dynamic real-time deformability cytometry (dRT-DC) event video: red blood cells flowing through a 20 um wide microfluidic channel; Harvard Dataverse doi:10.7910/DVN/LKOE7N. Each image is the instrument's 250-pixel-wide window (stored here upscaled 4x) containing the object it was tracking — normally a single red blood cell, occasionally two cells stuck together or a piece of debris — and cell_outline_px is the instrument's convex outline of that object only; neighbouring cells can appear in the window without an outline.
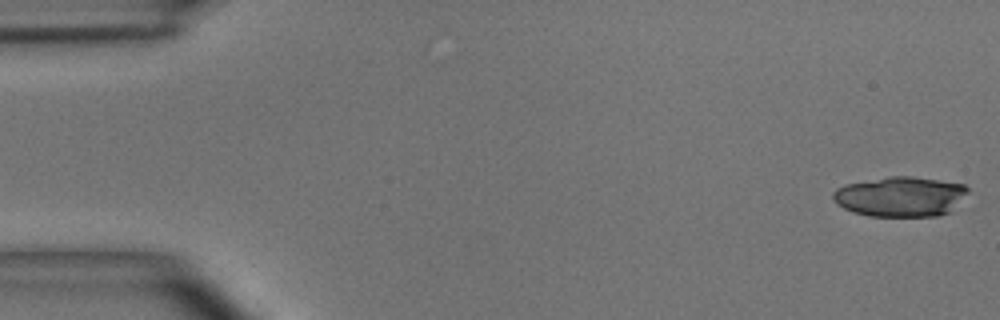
{"species": "common noctule bat (a hibernating species)", "species_latin": "Nyctalus noctula", "temperature_condition": "room temperature", "stored_images_in_passage": 18, "camera_frame_rate_fps": 3000, "um_per_image_px": 0.085, "animal": {"sex": "male", "body_mass_g": 15.6}, "frame": {"image": 1, "passage_image": 1, "time_ms": 0.0, "image_size_px": [1000, 320], "cell_outline_px": [[968, 192], [952, 212], [936, 216], [868, 216], [852, 212], [836, 204], [832, 196], [832, 192], [836, 188], [844, 184], [888, 176], [912, 176], [940, 180], [964, 184], [968, 188]], "centroid_in_image_um": [76.53, 16.71], "position_along_channel_um": 8.5, "area_um2": 31.85}}